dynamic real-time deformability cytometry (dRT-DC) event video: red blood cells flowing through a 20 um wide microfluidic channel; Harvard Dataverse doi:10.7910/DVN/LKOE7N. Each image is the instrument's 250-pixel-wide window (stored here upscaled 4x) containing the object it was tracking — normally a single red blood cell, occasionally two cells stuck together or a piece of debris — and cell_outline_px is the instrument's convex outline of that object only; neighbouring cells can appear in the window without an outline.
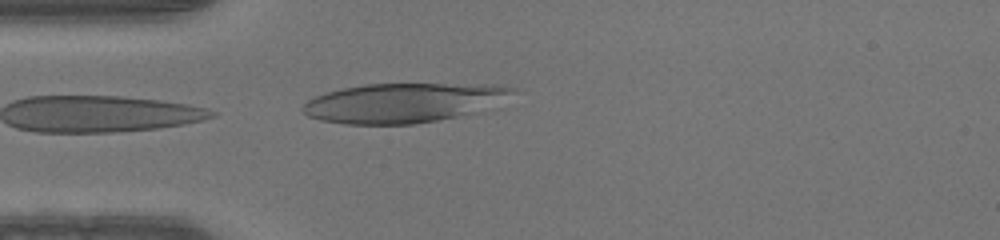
{"species": "human", "species_latin": "Homo sapiens", "temperature_condition": "warm", "stored_images_in_passage": 11, "camera_frame_rate_fps": 3000, "um_per_image_px": 0.085, "donor": {"sex": "male"}, "frame": {"image": 1, "passage_image": 11, "time_ms": 3.333, "image_size_px": [1000, 240], "cell_outline_px": [[516, 92], [476, 112], [416, 124], [344, 124], [320, 120], [308, 116], [300, 108], [308, 100], [316, 96], [328, 92], [344, 88], [364, 84], [496, 84], [516, 88]], "centroid_in_image_um": [34.25, 8.73], "position_along_channel_um": 50.8, "area_um2": 47.8}}